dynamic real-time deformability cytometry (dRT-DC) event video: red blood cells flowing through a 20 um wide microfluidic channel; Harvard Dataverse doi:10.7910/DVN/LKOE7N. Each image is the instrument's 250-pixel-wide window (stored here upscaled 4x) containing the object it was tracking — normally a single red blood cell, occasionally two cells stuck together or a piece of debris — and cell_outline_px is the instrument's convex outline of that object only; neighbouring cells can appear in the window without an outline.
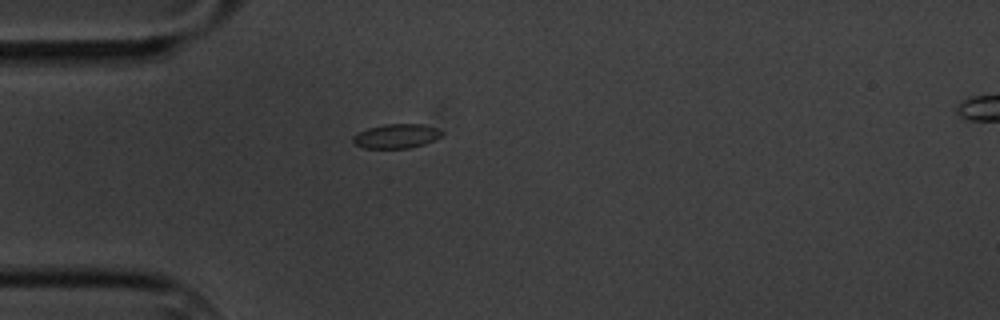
{"species": "common noctule bat (a hibernating species)", "species_latin": "Nyctalus noctula", "temperature_condition": "cold", "stored_images_in_passage": 2, "camera_frame_rate_fps": 3000, "um_per_image_px": 0.085, "animal": {"sex": "male", "body_mass_g": 20.1, "forearm_length_mm": 53.5}, "frame": {"image": 1, "passage_image": 1, "time_ms": 0.0, "image_size_px": [1000, 320], "cell_outline_px": [[444, 132], [440, 136], [424, 144], [408, 148], [364, 148], [352, 144], [352, 136], [368, 128], [384, 124], [420, 124], [436, 128]], "centroid_in_image_um": [33.64, 11.57], "position_along_channel_um": 51.4, "area_um2": 12.48}}